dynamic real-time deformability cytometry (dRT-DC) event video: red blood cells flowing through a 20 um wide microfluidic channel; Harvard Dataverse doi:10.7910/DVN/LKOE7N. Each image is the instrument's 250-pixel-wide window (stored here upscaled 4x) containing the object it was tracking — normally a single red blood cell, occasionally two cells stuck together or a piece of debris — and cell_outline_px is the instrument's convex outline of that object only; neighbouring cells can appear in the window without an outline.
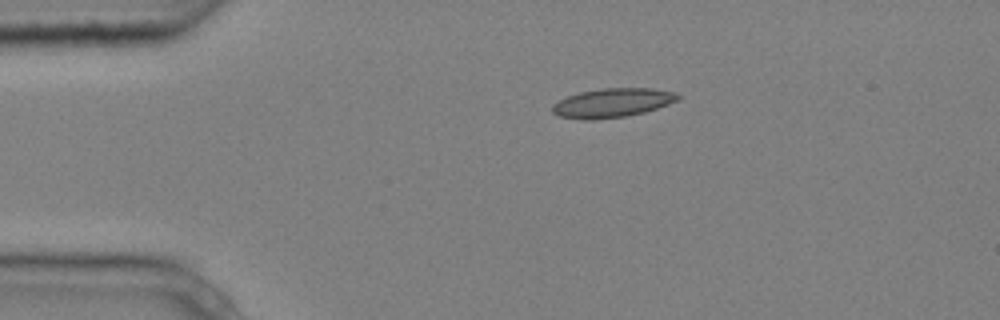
{"species": "common noctule bat (a hibernating species)", "species_latin": "Nyctalus noctula", "temperature_condition": "cold", "stored_images_in_passage": 5, "camera_frame_rate_fps": 3000, "um_per_image_px": 0.085, "animal": {"sex": "male", "body_mass_g": 20.4}, "frame": {"image": 1, "passage_image": 2, "time_ms": 0.333, "image_size_px": [1000, 320], "cell_outline_px": [[680, 100], [644, 112], [624, 116], [592, 120], [584, 120], [560, 116], [552, 112], [552, 104], [568, 96], [580, 92], [604, 88], [652, 88], [676, 92], [680, 96]], "centroid_in_image_um": [52.07, 8.74], "position_along_channel_um": 32.9, "area_um2": 21.15}}
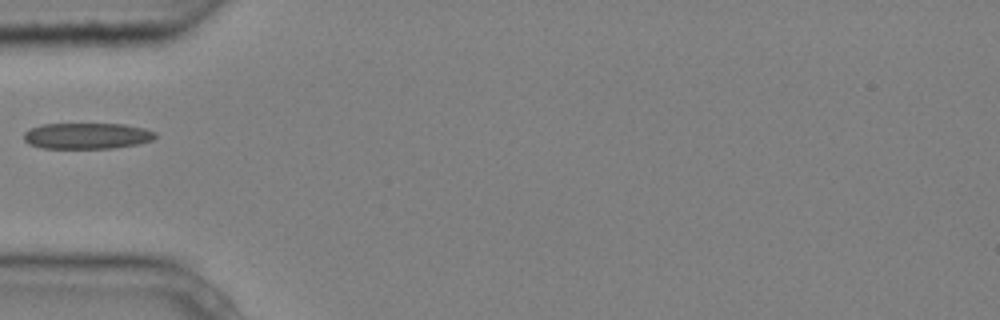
{"frame": {"image": 2, "passage_image": 4, "time_ms": 1.0, "image_size_px": [1000, 320], "cell_outline_px": [[156, 136], [152, 140], [140, 144], [112, 148], [44, 148], [28, 144], [24, 140], [24, 132], [40, 124], [124, 124], [144, 128], [156, 132]], "centroid_in_image_um": [7.41, 11.55], "position_along_channel_um": 77.6, "area_um2": 20.0}}
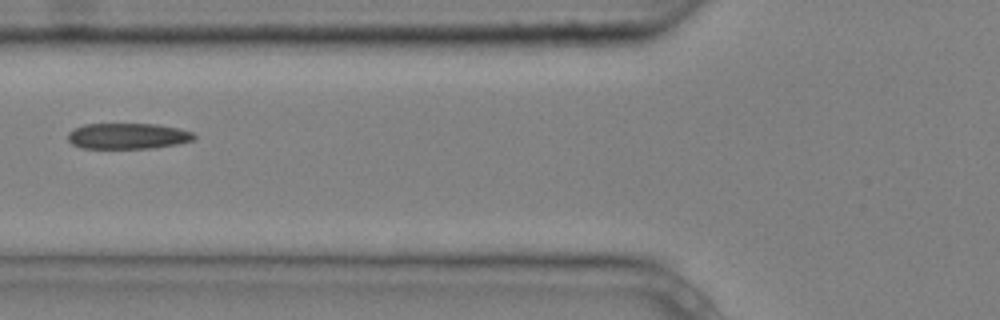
{"frame": {"image": 3, "passage_image": 5, "time_ms": 1.333, "image_size_px": [1000, 320], "cell_outline_px": [[196, 140], [180, 144], [152, 148], [80, 148], [72, 144], [68, 140], [68, 132], [72, 128], [84, 124], [156, 124], [180, 128], [192, 132], [196, 136]], "centroid_in_image_um": [10.88, 11.56], "position_along_channel_um": 114.9, "area_um2": 19.31}}